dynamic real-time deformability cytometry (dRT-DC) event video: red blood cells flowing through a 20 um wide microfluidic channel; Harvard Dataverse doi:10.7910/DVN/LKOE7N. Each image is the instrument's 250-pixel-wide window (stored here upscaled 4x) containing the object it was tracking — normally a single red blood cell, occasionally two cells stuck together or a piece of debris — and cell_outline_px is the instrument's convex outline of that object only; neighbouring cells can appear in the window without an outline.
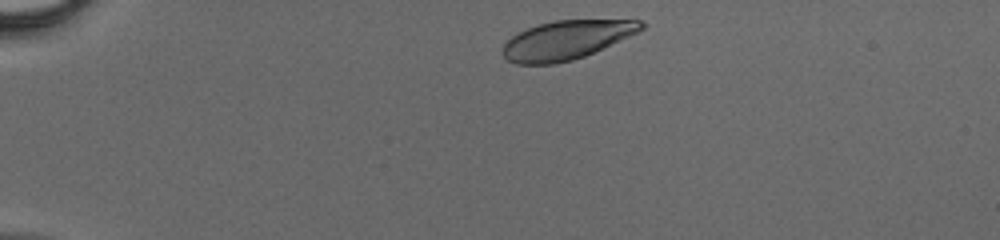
{"species": "human", "species_latin": "Homo sapiens", "temperature_condition": "cold", "stored_images_in_passage": 34, "camera_frame_rate_fps": 3000, "um_per_image_px": 0.085, "donor": {"sex": "male"}, "frame": {"image": 1, "passage_image": 2, "time_ms": 0.333, "image_size_px": [1000, 240], "cell_outline_px": [[644, 28], [640, 32], [584, 56], [572, 60], [556, 64], [516, 64], [508, 60], [500, 52], [504, 44], [512, 36], [528, 28], [540, 24], [556, 20], [640, 20], [644, 24]], "centroid_in_image_um": [48.14, 3.41], "position_along_channel_um": 36.9, "area_um2": 31.21}}
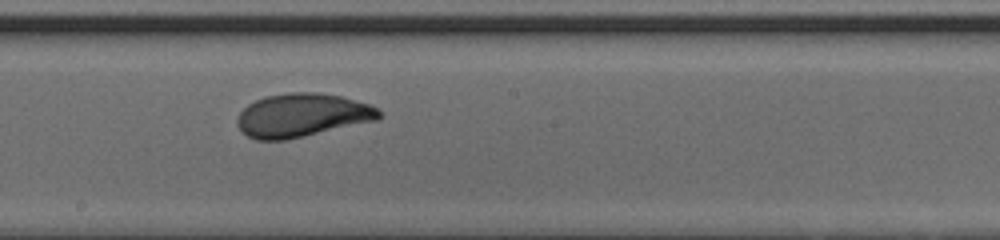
{"frame": {"image": 2, "passage_image": 19, "time_ms": 6.0, "image_size_px": [1000, 240], "cell_outline_px": [[384, 112], [380, 120], [288, 140], [256, 140], [248, 136], [236, 124], [236, 120], [240, 112], [248, 104], [264, 96], [288, 92], [316, 92], [340, 96], [368, 104]], "centroid_in_image_um": [25.71, 9.8], "position_along_channel_um": 222.5, "area_um2": 36.3}}
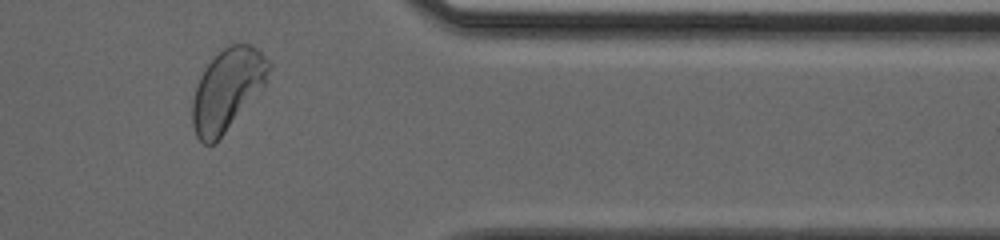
{"frame": {"image": 3, "passage_image": 31, "time_ms": 10.0, "image_size_px": [1000, 240], "cell_outline_px": [[272, 64], [264, 88], [216, 144], [204, 144], [196, 136], [192, 124], [192, 100], [200, 76], [208, 64], [224, 48], [232, 44], [248, 44], [256, 48]], "centroid_in_image_um": [19.34, 7.67], "position_along_channel_um": 392.1, "area_um2": 36.47}}